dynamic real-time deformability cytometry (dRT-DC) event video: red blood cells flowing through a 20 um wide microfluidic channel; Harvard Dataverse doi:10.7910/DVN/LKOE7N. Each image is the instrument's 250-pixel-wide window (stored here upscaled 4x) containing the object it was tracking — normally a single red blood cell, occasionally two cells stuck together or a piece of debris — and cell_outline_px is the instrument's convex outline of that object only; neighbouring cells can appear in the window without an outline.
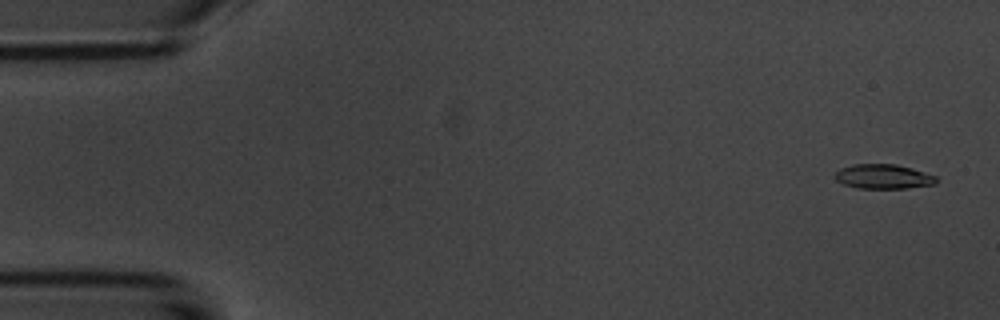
{"species": "common noctule bat (a hibernating species)", "species_latin": "Nyctalus noctula", "temperature_condition": "room temperature", "stored_images_in_passage": 6, "camera_frame_rate_fps": 3000, "um_per_image_px": 0.085, "animal": {"sex": "male", "body_mass_g": 20.1, "forearm_length_mm": 53.5}, "frame": {"image": 1, "passage_image": 1, "time_ms": 0.0, "image_size_px": [1000, 320], "cell_outline_px": [[936, 184], [904, 188], [856, 188], [844, 184], [836, 180], [832, 176], [840, 168], [852, 164], [896, 164], [912, 168], [936, 176]], "centroid_in_image_um": [75.04, 15.0], "position_along_channel_um": 10.0, "area_um2": 14.51}}
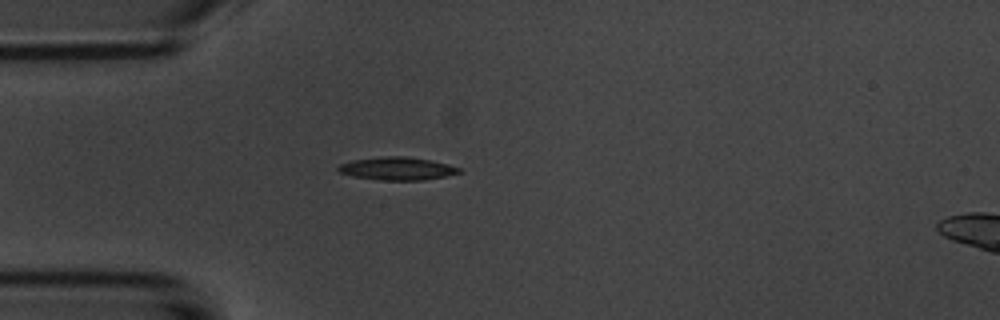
{"frame": {"image": 2, "passage_image": 4, "time_ms": 4.333, "image_size_px": [1000, 320], "cell_outline_px": [[464, 172], [444, 176], [420, 180], [380, 180], [352, 176], [340, 172], [336, 168], [340, 164], [352, 160], [380, 156], [408, 156], [448, 164], [460, 168]], "centroid_in_image_um": [33.74, 14.32], "position_along_channel_um": 51.3, "area_um2": 16.13}}
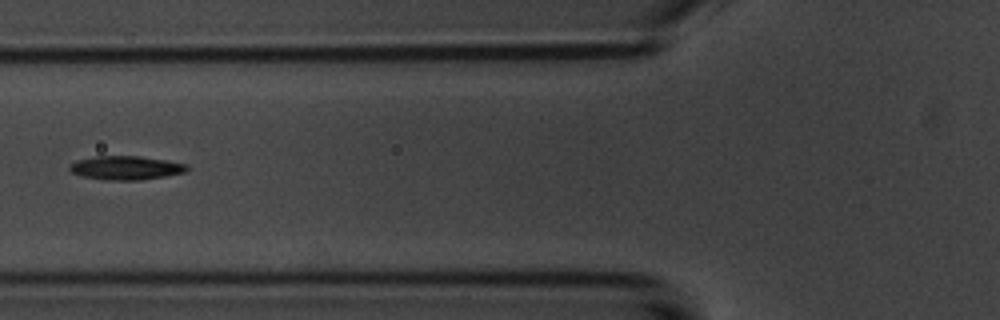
{"frame": {"image": 3, "passage_image": 6, "time_ms": 6.333, "image_size_px": [1000, 320], "cell_outline_px": [[188, 168], [184, 172], [164, 176], [140, 180], [108, 180], [80, 176], [72, 172], [68, 168], [68, 164], [76, 160], [96, 156], [140, 156], [188, 164]], "centroid_in_image_um": [10.64, 14.26], "position_along_channel_um": 115.2, "area_um2": 16.24}}